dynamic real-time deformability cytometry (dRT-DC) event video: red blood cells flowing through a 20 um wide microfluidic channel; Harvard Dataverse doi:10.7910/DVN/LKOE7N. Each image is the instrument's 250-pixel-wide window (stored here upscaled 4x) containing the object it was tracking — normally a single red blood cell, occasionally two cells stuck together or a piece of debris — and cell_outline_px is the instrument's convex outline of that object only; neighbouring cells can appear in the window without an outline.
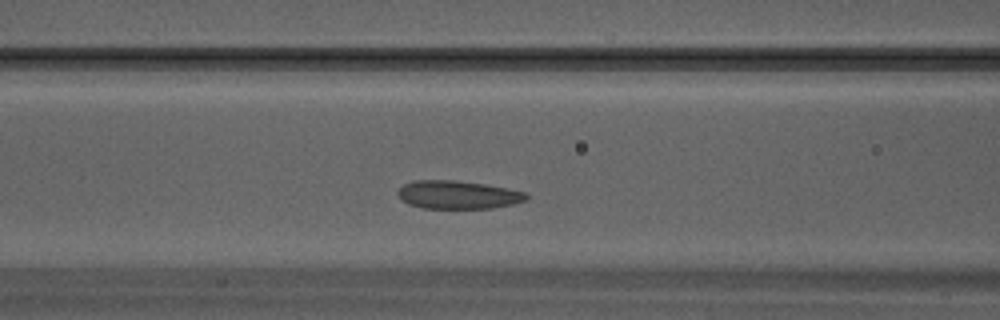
{"species": "Egyptian fruit bat (a non-hibernating species)", "species_latin": "Rousettus aegyptiacus", "temperature_condition": "warm", "stored_images_in_passage": 28, "camera_frame_rate_fps": 3000, "um_per_image_px": 0.085, "animal": {"sex": "male"}, "frame": {"image": 1, "passage_image": 8, "time_ms": 2.333, "image_size_px": [1000, 320], "cell_outline_px": [[528, 200], [512, 204], [492, 208], [420, 208], [408, 204], [400, 200], [396, 192], [404, 184], [416, 180], [456, 180], [484, 184], [508, 188], [524, 192], [528, 196]], "centroid_in_image_um": [38.89, 16.56], "position_along_channel_um": 127.7, "area_um2": 21.21}}
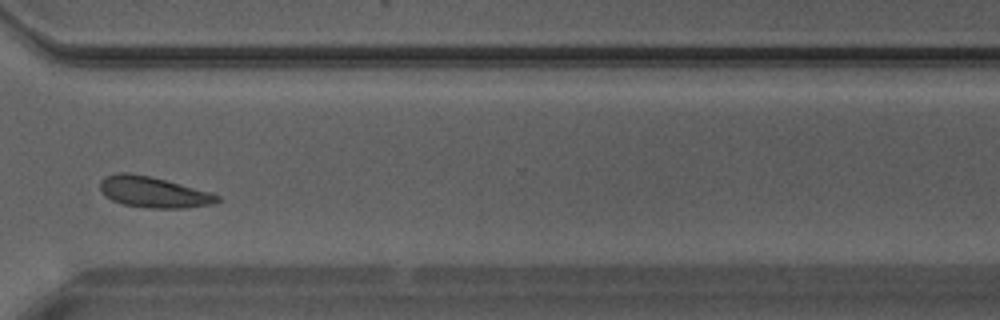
{"frame": {"image": 2, "passage_image": 19, "time_ms": 6.0, "image_size_px": [1000, 320], "cell_outline_px": [[220, 200], [212, 204], [184, 208], [148, 208], [124, 204], [112, 200], [104, 196], [100, 188], [100, 180], [104, 176], [116, 172], [128, 172], [152, 176], [208, 192], [220, 196]], "centroid_in_image_um": [12.98, 16.32], "position_along_channel_um": 357.6, "area_um2": 21.1}}
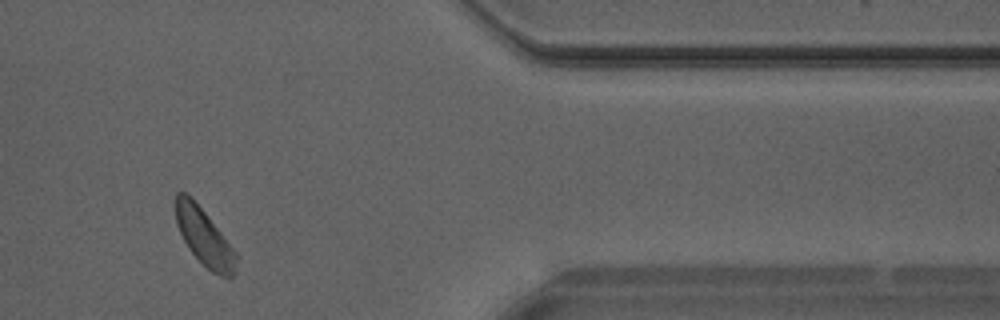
{"frame": {"image": 3, "passage_image": 22, "time_ms": 7.0, "image_size_px": [1000, 320], "cell_outline_px": [[240, 256], [236, 272], [228, 280], [212, 272], [188, 248], [176, 224], [172, 204], [176, 192], [184, 192], [192, 196]], "centroid_in_image_um": [17.36, 20.13], "position_along_channel_um": 394.0, "area_um2": 20.81}}